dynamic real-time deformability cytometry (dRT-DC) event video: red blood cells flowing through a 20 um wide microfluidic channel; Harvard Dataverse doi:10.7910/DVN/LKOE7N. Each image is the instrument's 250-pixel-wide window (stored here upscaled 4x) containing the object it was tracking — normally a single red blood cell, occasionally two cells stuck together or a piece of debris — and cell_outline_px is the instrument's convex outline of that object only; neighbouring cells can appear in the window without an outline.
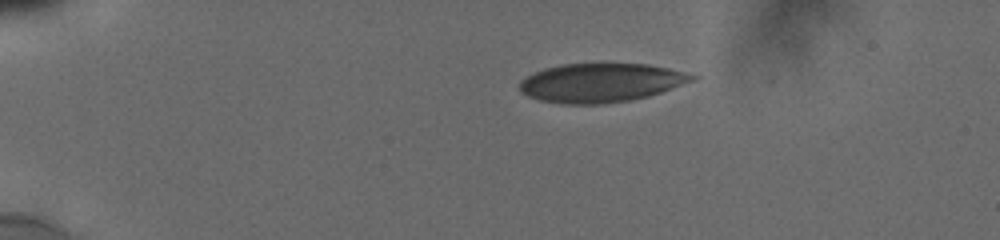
{"species": "human", "species_latin": "Homo sapiens", "temperature_condition": "cold", "stored_images_in_passage": 3, "camera_frame_rate_fps": 3000, "um_per_image_px": 0.085, "donor": {"sex": "male"}, "frame": {"image": 1, "passage_image": 1, "time_ms": 0.0, "image_size_px": [1000, 240], "cell_outline_px": [[700, 76], [692, 80], [660, 92], [628, 100], [600, 104], [564, 104], [540, 100], [528, 96], [520, 92], [520, 80], [544, 68], [560, 64], [648, 64], [668, 68]], "centroid_in_image_um": [51.02, 7.03], "position_along_channel_um": 34.0, "area_um2": 38.55}}